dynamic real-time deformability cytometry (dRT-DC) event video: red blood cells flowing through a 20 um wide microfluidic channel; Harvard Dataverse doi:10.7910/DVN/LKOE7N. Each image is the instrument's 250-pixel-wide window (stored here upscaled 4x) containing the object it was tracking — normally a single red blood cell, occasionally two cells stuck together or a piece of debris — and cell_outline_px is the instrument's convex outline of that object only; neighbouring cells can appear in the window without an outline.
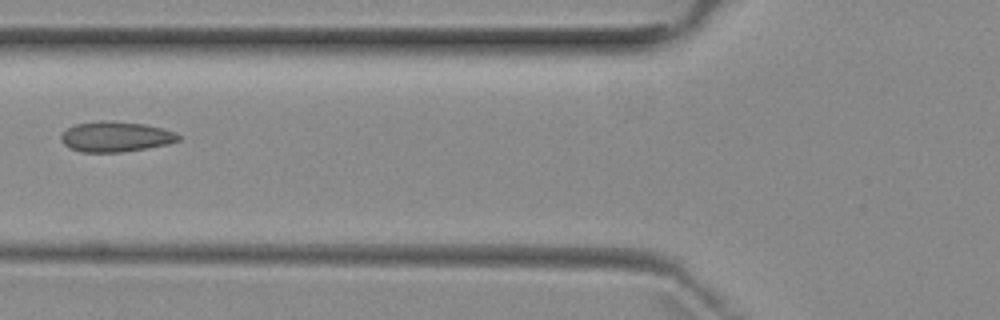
{"species": "common noctule bat (a hibernating species)", "species_latin": "Nyctalus noctula", "temperature_condition": "room temperature", "stored_images_in_passage": 4, "camera_frame_rate_fps": 3000, "um_per_image_px": 0.085, "animal": {"sex": "female", "body_mass_g": 29.2, "forearm_length_mm": 56.3}, "frame": {"image": 1, "passage_image": 2, "time_ms": 1.333, "image_size_px": [1000, 320], "cell_outline_px": [[180, 140], [168, 144], [148, 148], [120, 152], [80, 152], [68, 148], [60, 140], [60, 136], [68, 128], [76, 124], [144, 124], [164, 128], [176, 132], [180, 136]], "centroid_in_image_um": [9.87, 11.68], "position_along_channel_um": 115.9, "area_um2": 19.83}}
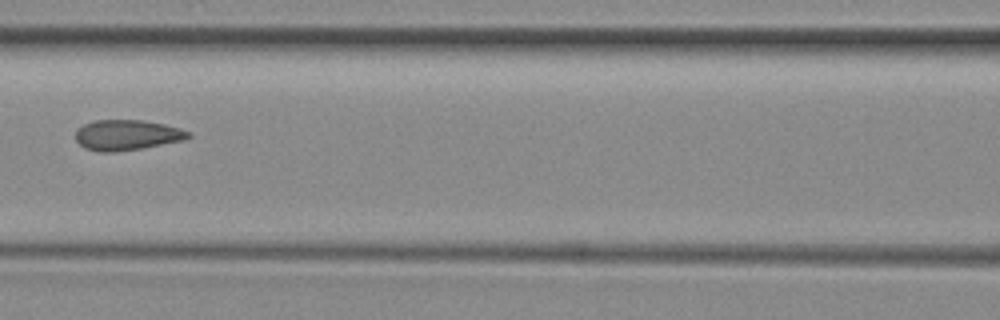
{"frame": {"image": 2, "passage_image": 3, "time_ms": 2.333, "image_size_px": [1000, 320], "cell_outline_px": [[192, 136], [184, 140], [140, 148], [112, 152], [100, 152], [84, 148], [76, 140], [76, 128], [84, 124], [96, 120], [144, 120], [164, 124], [180, 128], [192, 132]], "centroid_in_image_um": [10.8, 11.47], "position_along_channel_um": 155.8, "area_um2": 20.0}}
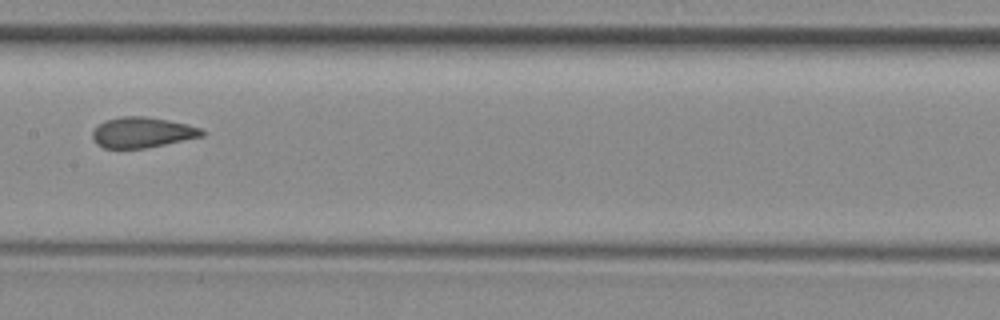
{"frame": {"image": 3, "passage_image": 4, "time_ms": 3.333, "image_size_px": [1000, 320], "cell_outline_px": [[204, 136], [144, 148], [104, 148], [96, 144], [92, 136], [92, 132], [104, 120], [120, 116], [144, 116], [168, 120], [188, 124], [200, 128], [204, 132]], "centroid_in_image_um": [12.07, 11.25], "position_along_channel_um": 195.3, "area_um2": 19.36}}